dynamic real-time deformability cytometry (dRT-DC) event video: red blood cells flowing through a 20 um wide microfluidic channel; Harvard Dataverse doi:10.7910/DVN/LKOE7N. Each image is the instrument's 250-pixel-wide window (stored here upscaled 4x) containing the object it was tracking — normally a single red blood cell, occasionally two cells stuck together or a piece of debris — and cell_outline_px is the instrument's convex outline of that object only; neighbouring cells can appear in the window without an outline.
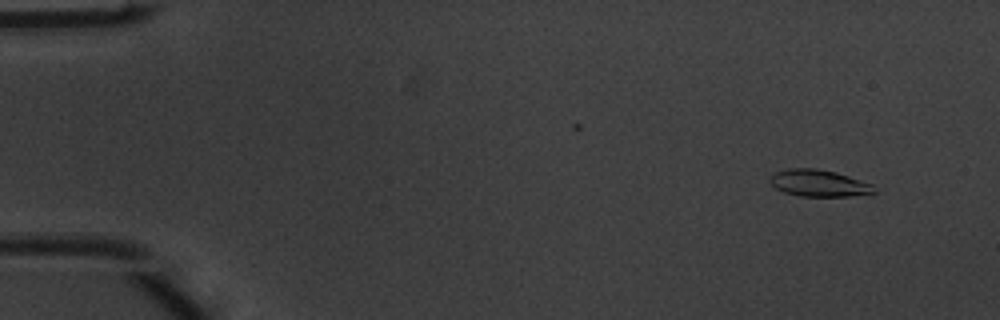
{"species": "common noctule bat (a hibernating species)", "species_latin": "Nyctalus noctula", "temperature_condition": "warm", "stored_images_in_passage": 48, "camera_frame_rate_fps": 3000, "um_per_image_px": 0.085, "animal": {"sex": "male", "body_mass_g": 20.1, "forearm_length_mm": 53.5}, "frame": {"image": 1, "passage_image": 2, "time_ms": 0.333, "image_size_px": [1000, 320], "cell_outline_px": [[876, 192], [872, 196], [800, 196], [784, 192], [776, 188], [768, 180], [776, 172], [788, 168], [816, 168], [836, 172], [872, 184]], "centroid_in_image_um": [69.66, 15.58], "position_along_channel_um": 15.3, "area_um2": 16.42}}
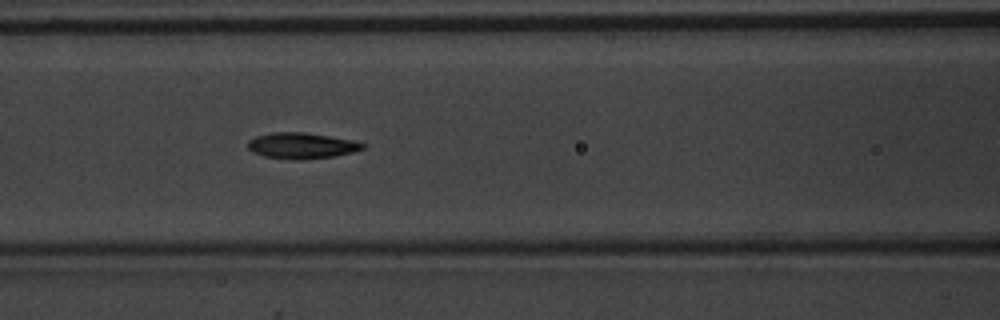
{"frame": {"image": 2, "passage_image": 20, "time_ms": 6.333, "image_size_px": [1000, 320], "cell_outline_px": [[368, 144], [364, 148], [352, 152], [336, 156], [300, 160], [296, 160], [264, 156], [252, 152], [248, 148], [248, 140], [256, 136], [272, 132], [304, 132], [352, 140]], "centroid_in_image_um": [25.63, 12.38], "position_along_channel_um": 141.0, "area_um2": 17.4}}
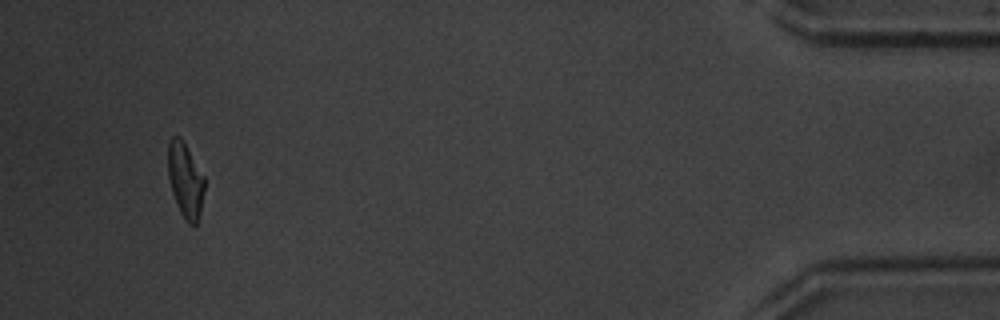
{"frame": {"image": 3, "passage_image": 46, "time_ms": 15.0, "image_size_px": [1000, 320], "cell_outline_px": [[204, 188], [200, 212], [196, 224], [188, 224], [180, 212], [176, 204], [172, 192], [168, 176], [168, 140], [172, 136], [180, 136], [204, 176]], "centroid_in_image_um": [15.73, 15.3], "position_along_channel_um": 419.5, "area_um2": 15.78}, "authors_computed_cell_mechanics": {"area_um2": 16.5597, "velocity_mm_per_s": 4.0207, "shape_relaxation_time_tau1_ms": 2.2973, "shape_relaxation_time_tau2_ms": 2.8276, "deformation_change_tau1": 0.1617, "deformation_change_tau2": 0.1194}}